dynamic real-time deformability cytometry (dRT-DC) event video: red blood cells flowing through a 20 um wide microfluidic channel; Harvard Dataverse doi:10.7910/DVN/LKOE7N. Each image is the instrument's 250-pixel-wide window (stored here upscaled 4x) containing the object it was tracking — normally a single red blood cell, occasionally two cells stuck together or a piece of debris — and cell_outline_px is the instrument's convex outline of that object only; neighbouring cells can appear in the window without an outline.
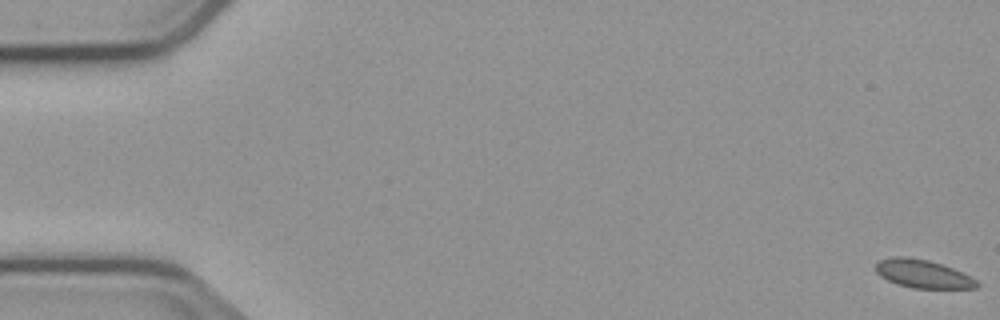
{"species": "common noctule bat (a hibernating species)", "species_latin": "Nyctalus noctula", "temperature_condition": "cold", "stored_images_in_passage": 7, "camera_frame_rate_fps": 3000, "um_per_image_px": 0.085, "animal": {"sex": "male", "body_mass_g": 23.1, "forearm_length_mm": 52.7}, "frame": {"image": 1, "passage_image": 1, "time_ms": 0.0, "image_size_px": [1000, 320], "cell_outline_px": [[980, 284], [976, 288], [912, 288], [896, 284], [880, 276], [876, 272], [876, 264], [880, 260], [896, 256], [900, 256], [928, 260], [964, 272], [972, 276]], "centroid_in_image_um": [78.47, 23.29], "position_along_channel_um": 6.5, "area_um2": 16.59}}
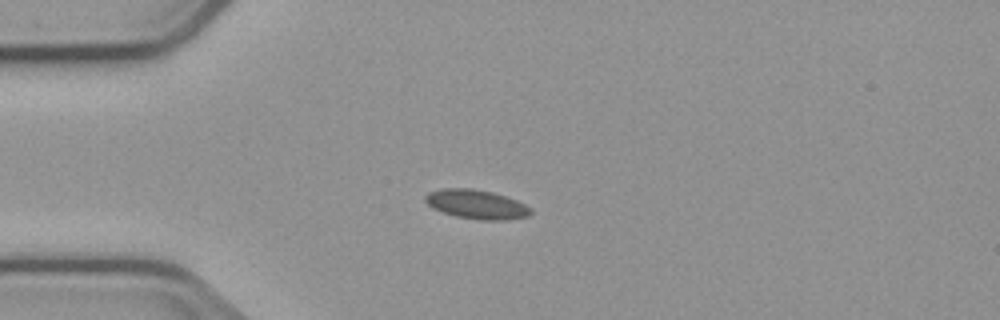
{"frame": {"image": 2, "passage_image": 5, "time_ms": 4.667, "image_size_px": [1000, 320], "cell_outline_px": [[532, 212], [528, 216], [508, 220], [480, 220], [456, 216], [432, 208], [424, 200], [424, 196], [428, 192], [440, 188], [472, 188], [492, 192], [516, 200], [532, 208]], "centroid_in_image_um": [40.49, 17.36], "position_along_channel_um": 44.5, "area_um2": 17.98}}
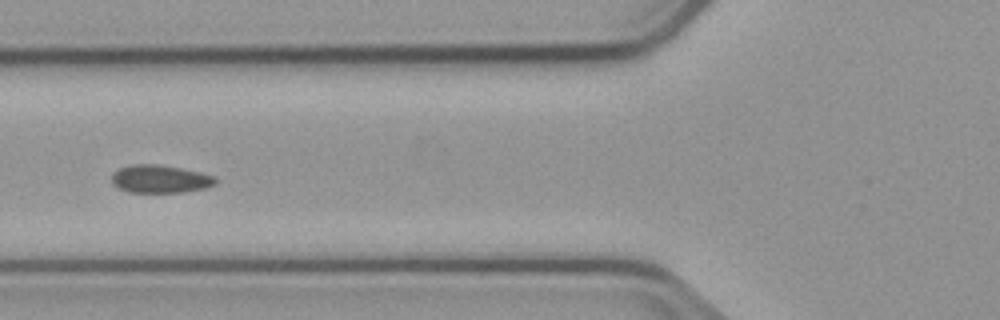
{"frame": {"image": 3, "passage_image": 7, "time_ms": 7.0, "image_size_px": [1000, 320], "cell_outline_px": [[216, 184], [208, 188], [184, 192], [128, 192], [112, 184], [112, 172], [120, 168], [132, 164], [160, 164], [200, 172], [216, 176]], "centroid_in_image_um": [13.63, 15.21], "position_along_channel_um": 112.2, "area_um2": 17.05}}